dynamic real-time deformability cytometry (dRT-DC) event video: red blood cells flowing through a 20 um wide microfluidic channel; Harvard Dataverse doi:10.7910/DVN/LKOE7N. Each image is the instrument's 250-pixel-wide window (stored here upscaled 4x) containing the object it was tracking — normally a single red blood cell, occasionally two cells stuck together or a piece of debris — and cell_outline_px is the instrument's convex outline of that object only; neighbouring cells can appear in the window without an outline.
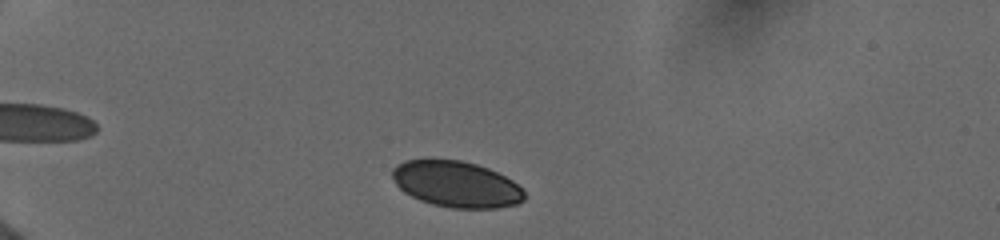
{"species": "human", "species_latin": "Homo sapiens", "temperature_condition": "cold", "stored_images_in_passage": 25, "camera_frame_rate_fps": 3000, "um_per_image_px": 0.085, "donor": {"sex": "female"}, "frame": {"image": 1, "passage_image": 4, "time_ms": 1.0, "image_size_px": [1000, 240], "cell_outline_px": [[524, 200], [516, 204], [500, 208], [452, 208], [432, 204], [420, 200], [404, 192], [396, 184], [392, 176], [392, 168], [396, 164], [408, 160], [460, 160], [476, 164], [488, 168], [512, 180], [524, 192]], "centroid_in_image_um": [38.78, 15.66], "position_along_channel_um": 46.2, "area_um2": 35.26}}
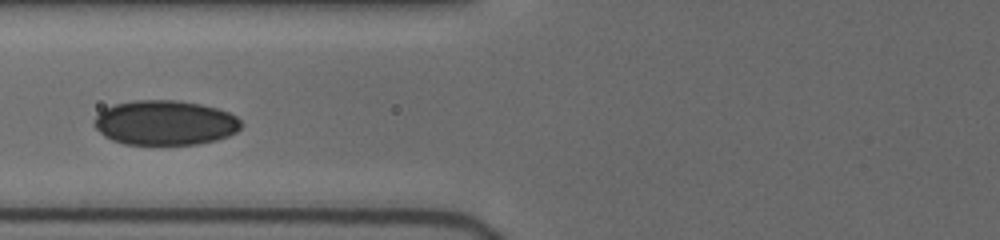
{"frame": {"image": 2, "passage_image": 16, "time_ms": 4.0, "image_size_px": [1000, 240], "cell_outline_px": [[244, 124], [236, 132], [228, 136], [216, 140], [196, 144], [124, 144], [112, 140], [104, 136], [92, 124], [96, 116], [104, 108], [116, 104], [136, 100], [176, 100], [200, 104], [216, 108], [228, 112], [236, 116]], "centroid_in_image_um": [14.03, 10.43], "position_along_channel_um": 111.8, "area_um2": 38.32}}
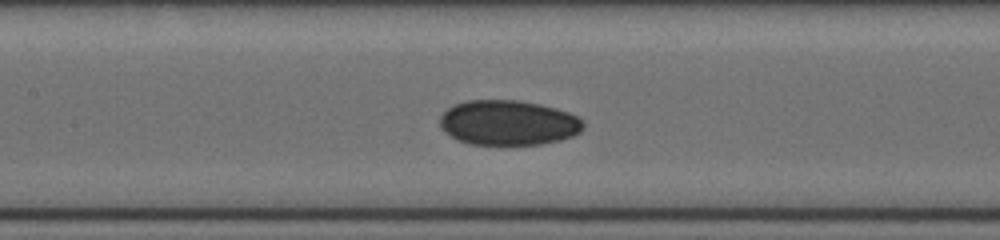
{"frame": {"image": 3, "passage_image": 22, "time_ms": 5.333, "image_size_px": [1000, 240], "cell_outline_px": [[584, 128], [580, 132], [572, 136], [560, 140], [540, 144], [468, 144], [456, 140], [444, 132], [440, 128], [440, 116], [448, 108], [456, 104], [468, 100], [520, 100], [540, 104], [556, 108], [568, 112], [584, 120]], "centroid_in_image_um": [43.2, 10.43], "position_along_channel_um": 164.2, "area_um2": 37.8}}